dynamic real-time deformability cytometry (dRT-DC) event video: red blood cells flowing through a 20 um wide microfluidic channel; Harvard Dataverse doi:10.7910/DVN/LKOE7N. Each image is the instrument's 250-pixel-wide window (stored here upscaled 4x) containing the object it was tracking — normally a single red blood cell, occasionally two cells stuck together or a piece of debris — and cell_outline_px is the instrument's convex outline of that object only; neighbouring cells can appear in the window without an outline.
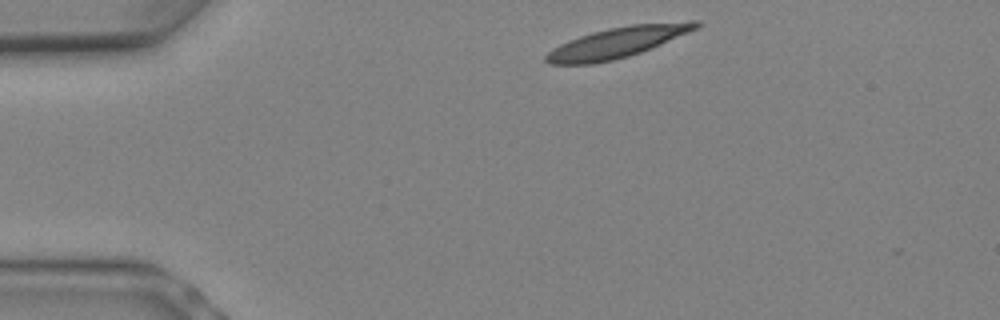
{"species": "Egyptian fruit bat (a non-hibernating species)", "species_latin": "Rousettus aegyptiacus", "temperature_condition": "warm", "stored_images_in_passage": 5, "camera_frame_rate_fps": 3000, "um_per_image_px": 0.085, "animal": {"sex": "female"}, "frame": {"image": 1, "passage_image": 1, "time_ms": 0.0, "image_size_px": [1000, 320], "cell_outline_px": [[700, 24], [696, 28], [688, 32], [652, 48], [628, 56], [612, 60], [592, 64], [548, 64], [544, 60], [544, 56], [548, 52], [560, 44], [568, 40], [580, 36], [608, 28], [632, 24], [692, 20], [700, 20]], "centroid_in_image_um": [52.47, 3.6], "position_along_channel_um": 32.5, "area_um2": 26.59}}
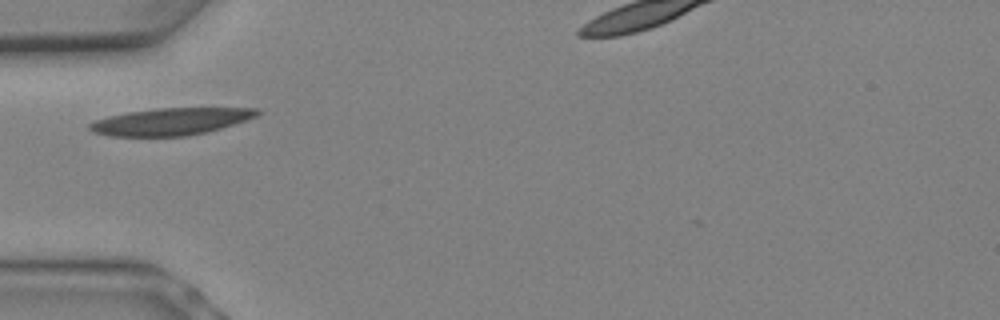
{"frame": {"image": 2, "passage_image": 4, "time_ms": 1.0, "image_size_px": [1000, 320], "cell_outline_px": [[260, 112], [256, 116], [220, 128], [188, 136], [108, 136], [92, 132], [88, 128], [88, 124], [96, 120], [108, 116], [128, 112], [156, 108], [260, 108]], "centroid_in_image_um": [14.46, 10.33], "position_along_channel_um": 70.5, "area_um2": 26.24}}